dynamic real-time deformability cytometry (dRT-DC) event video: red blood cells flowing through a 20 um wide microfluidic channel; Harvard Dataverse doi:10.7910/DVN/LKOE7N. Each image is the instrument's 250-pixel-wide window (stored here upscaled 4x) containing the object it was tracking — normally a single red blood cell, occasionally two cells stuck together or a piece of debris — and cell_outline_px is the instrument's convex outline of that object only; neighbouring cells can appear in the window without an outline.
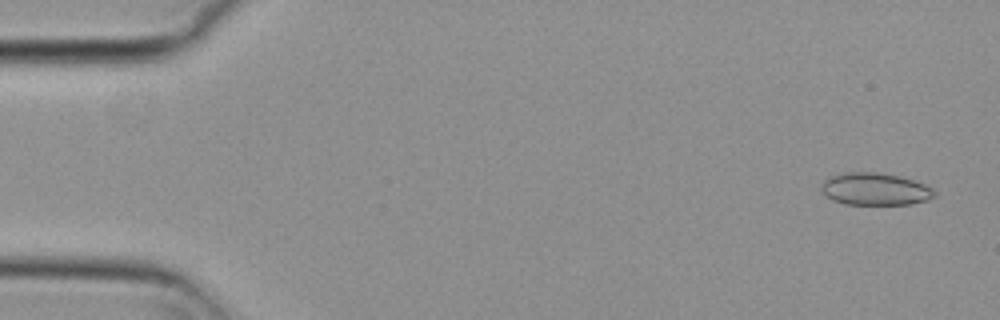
{"species": "common noctule bat (a hibernating species)", "species_latin": "Nyctalus noctula", "temperature_condition": "cold", "stored_images_in_passage": 54, "camera_frame_rate_fps": 3000, "um_per_image_px": 0.085, "animal": {"sex": "female", "body_mass_g": 29.2, "forearm_length_mm": 56.3}, "frame": {"image": 1, "passage_image": 1, "time_ms": 0.0, "image_size_px": [1000, 320], "cell_outline_px": [[936, 196], [928, 200], [912, 204], [844, 204], [832, 200], [820, 188], [824, 180], [832, 176], [848, 172], [876, 172], [896, 176], [912, 180], [924, 184], [932, 188], [936, 192]], "centroid_in_image_um": [74.4, 16.08], "position_along_channel_um": 10.6, "area_um2": 21.1}}
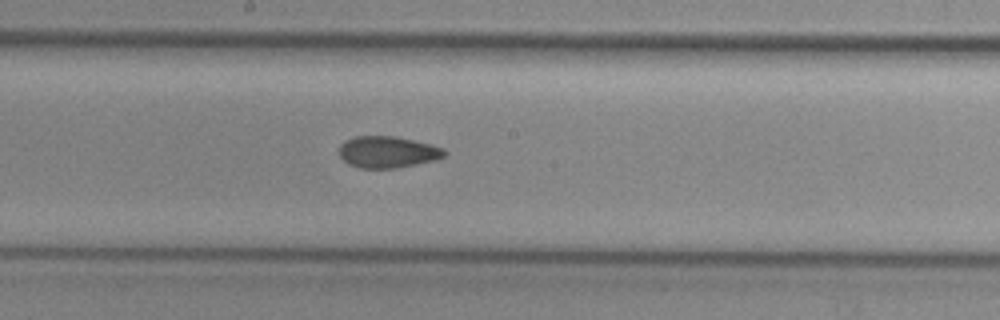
{"frame": {"image": 2, "passage_image": 28, "time_ms": 9.0, "image_size_px": [1000, 320], "cell_outline_px": [[448, 152], [444, 156], [436, 160], [396, 168], [360, 168], [348, 164], [340, 156], [340, 144], [344, 140], [356, 136], [396, 136], [444, 148]], "centroid_in_image_um": [32.94, 12.92], "position_along_channel_um": 215.3, "area_um2": 19.36}}
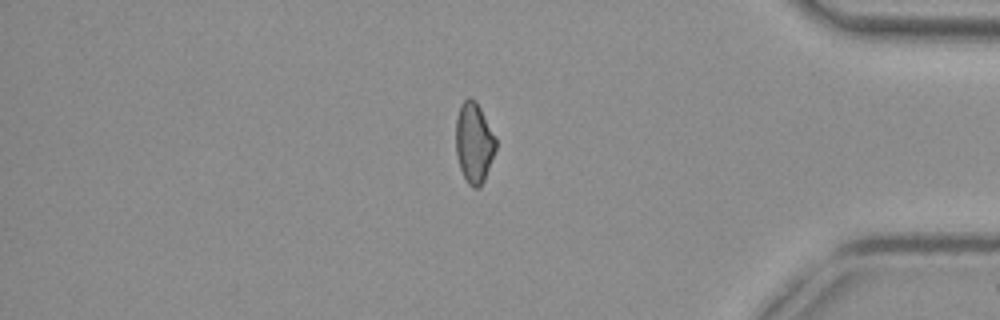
{"frame": {"image": 3, "passage_image": 45, "time_ms": 14.667, "image_size_px": [1000, 320], "cell_outline_px": [[496, 148], [484, 180], [480, 188], [472, 188], [468, 184], [460, 168], [456, 156], [456, 116], [460, 104], [468, 96], [476, 100], [496, 140]], "centroid_in_image_um": [40.26, 12.13], "position_along_channel_um": 394.9, "area_um2": 18.67}, "authors_computed_cell_mechanics": {"area_um2": 19.7098, "velocity_mm_per_s": 3.7255, "shape_relaxation_time_tau1_ms": null, "shape_relaxation_time_tau2_ms": 4.1049, "deformation_change_tau1": null, "deformation_change_tau2": 0.0866}}